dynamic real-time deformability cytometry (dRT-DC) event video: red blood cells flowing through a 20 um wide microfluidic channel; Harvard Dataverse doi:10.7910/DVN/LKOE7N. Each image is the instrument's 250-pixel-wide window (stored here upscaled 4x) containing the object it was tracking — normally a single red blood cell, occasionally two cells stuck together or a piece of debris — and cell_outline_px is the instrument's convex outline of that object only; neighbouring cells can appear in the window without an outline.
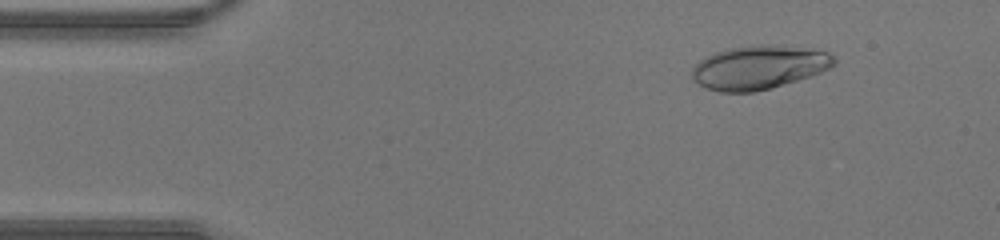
{"species": "human", "species_latin": "Homo sapiens", "temperature_condition": "warm", "stored_images_in_passage": 44, "camera_frame_rate_fps": 3000, "um_per_image_px": 0.085, "donor": {"sex": "male"}, "frame": {"image": 1, "passage_image": 5, "time_ms": 1.333, "image_size_px": [1000, 240], "cell_outline_px": [[836, 64], [820, 72], [796, 80], [768, 88], [752, 92], [720, 92], [708, 88], [692, 80], [692, 68], [700, 60], [716, 52], [732, 48], [764, 44], [804, 48], [828, 52], [836, 60]], "centroid_in_image_um": [64.49, 5.72], "position_along_channel_um": 20.5, "area_um2": 35.43}}
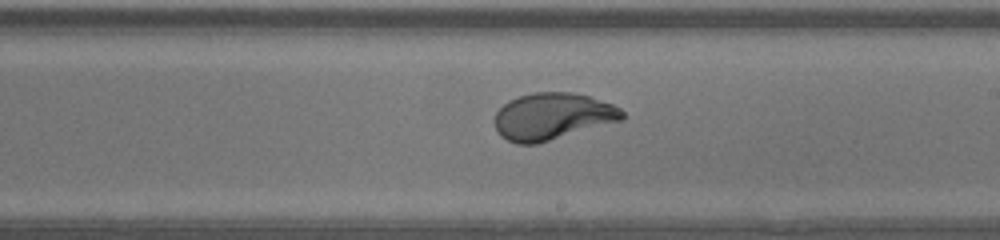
{"frame": {"image": 2, "passage_image": 25, "time_ms": 8.0, "image_size_px": [1000, 240], "cell_outline_px": [[624, 116], [620, 120], [536, 144], [516, 144], [500, 136], [492, 120], [496, 112], [508, 100], [532, 92], [572, 92], [592, 96], [612, 104], [620, 108], [624, 112]], "centroid_in_image_um": [46.91, 9.88], "position_along_channel_um": 242.1, "area_um2": 34.8}}
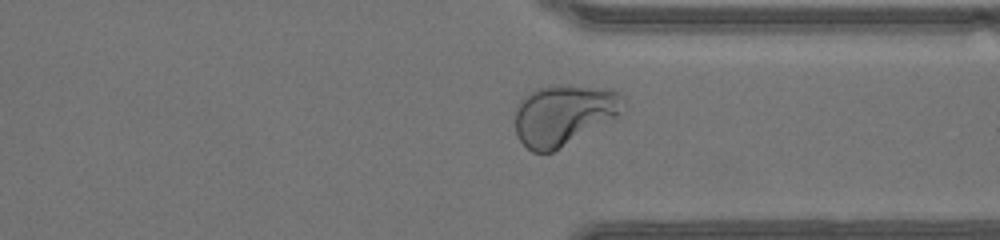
{"frame": {"image": 3, "passage_image": 33, "time_ms": 10.667, "image_size_px": [1000, 240], "cell_outline_px": [[628, 104], [616, 116], [552, 152], [532, 152], [516, 136], [516, 108], [520, 100], [528, 92], [536, 88], [560, 84], [608, 88], [620, 92]], "centroid_in_image_um": [47.92, 9.72], "position_along_channel_um": 363.5, "area_um2": 38.15}}